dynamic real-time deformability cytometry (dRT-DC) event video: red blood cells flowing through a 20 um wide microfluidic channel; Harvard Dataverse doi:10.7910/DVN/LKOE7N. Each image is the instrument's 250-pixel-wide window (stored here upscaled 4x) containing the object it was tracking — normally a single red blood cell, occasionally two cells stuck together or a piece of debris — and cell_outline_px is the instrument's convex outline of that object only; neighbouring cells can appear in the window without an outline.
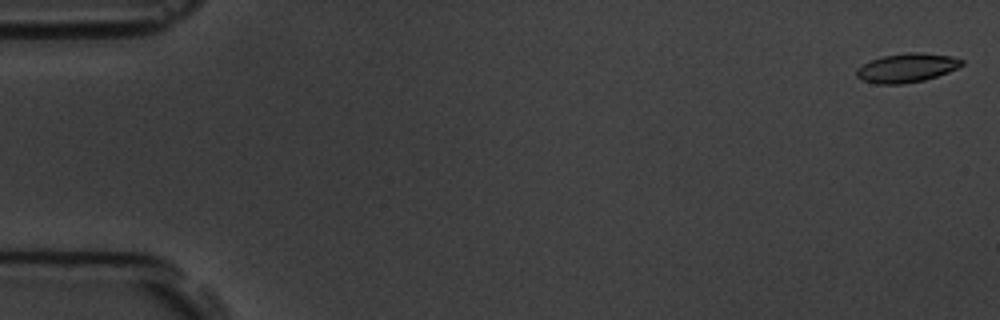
{"species": "common noctule bat (a hibernating species)", "species_latin": "Nyctalus noctula", "temperature_condition": "room temperature", "stored_images_in_passage": 7, "camera_frame_rate_fps": 3000, "um_per_image_px": 0.085, "animal": {"sex": "male", "body_mass_g": 19.5, "forearm_length_mm": 54.6}, "frame": {"image": 1, "passage_image": 1, "time_ms": 0.0, "image_size_px": [1000, 320], "cell_outline_px": [[964, 64], [948, 72], [924, 80], [904, 84], [876, 84], [864, 80], [856, 76], [856, 68], [872, 60], [884, 56], [908, 52], [920, 52], [952, 56], [964, 60]], "centroid_in_image_um": [77.09, 5.77], "position_along_channel_um": 7.9, "area_um2": 17.69}}
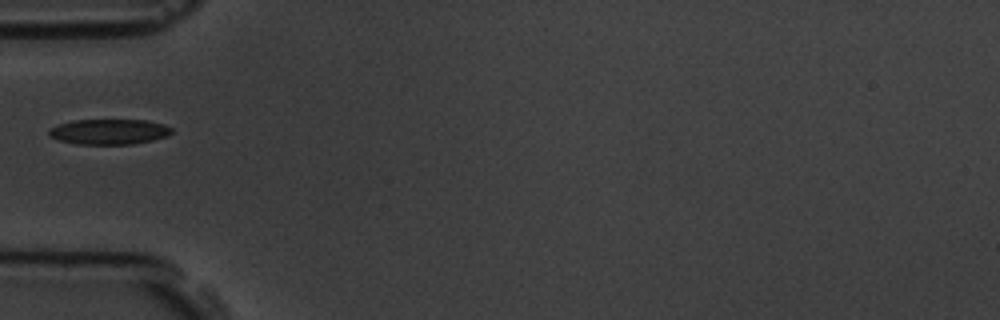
{"frame": {"image": 2, "passage_image": 5, "time_ms": 5.667, "image_size_px": [1000, 320], "cell_outline_px": [[172, 132], [168, 136], [152, 140], [132, 144], [76, 144], [60, 140], [48, 136], [48, 128], [72, 120], [148, 120], [164, 124], [172, 128]], "centroid_in_image_um": [9.27, 11.19], "position_along_channel_um": 75.7, "area_um2": 18.21}}
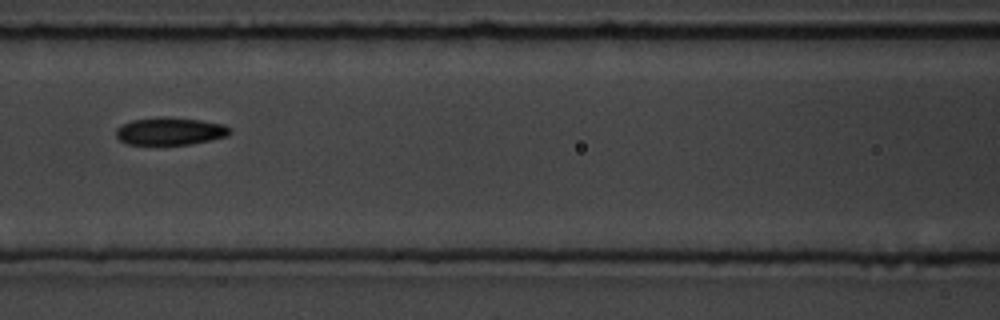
{"frame": {"image": 3, "passage_image": 7, "time_ms": 7.667, "image_size_px": [1000, 320], "cell_outline_px": [[232, 128], [228, 136], [192, 144], [128, 144], [120, 140], [116, 136], [116, 128], [132, 120], [160, 116], [168, 116], [200, 120], [224, 124]], "centroid_in_image_um": [14.48, 11.14], "position_along_channel_um": 152.1, "area_um2": 18.38}}